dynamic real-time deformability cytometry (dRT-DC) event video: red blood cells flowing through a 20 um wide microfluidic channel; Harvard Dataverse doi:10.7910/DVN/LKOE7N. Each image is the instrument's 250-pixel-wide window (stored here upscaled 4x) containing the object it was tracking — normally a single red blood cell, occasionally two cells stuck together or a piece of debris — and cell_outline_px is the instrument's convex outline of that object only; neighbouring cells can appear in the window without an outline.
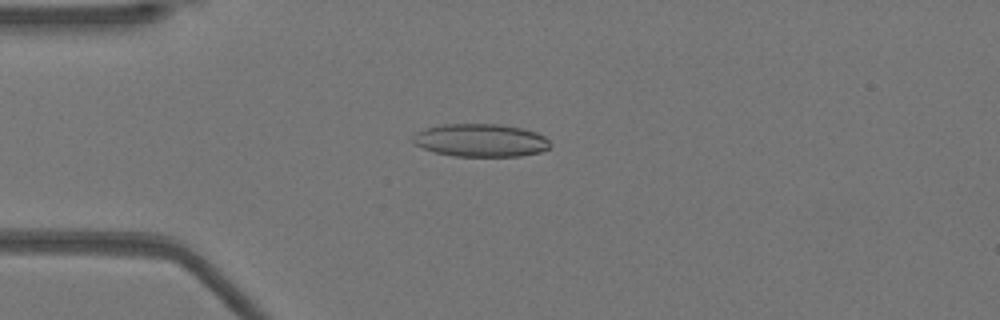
{"species": "Egyptian fruit bat (a non-hibernating species)", "species_latin": "Rousettus aegyptiacus", "temperature_condition": "warm", "stored_images_in_passage": 50, "camera_frame_rate_fps": 3000, "um_per_image_px": 0.085, "animal": {"sex": "female"}, "frame": {"image": 1, "passage_image": 12, "time_ms": 3.667, "image_size_px": [1000, 320], "cell_outline_px": [[552, 144], [548, 148], [540, 152], [520, 156], [456, 156], [436, 152], [424, 148], [416, 144], [412, 140], [412, 136], [416, 132], [424, 128], [440, 124], [500, 124], [520, 128], [536, 132], [544, 136]], "centroid_in_image_um": [40.85, 11.92], "position_along_channel_um": 44.1, "area_um2": 26.3}}
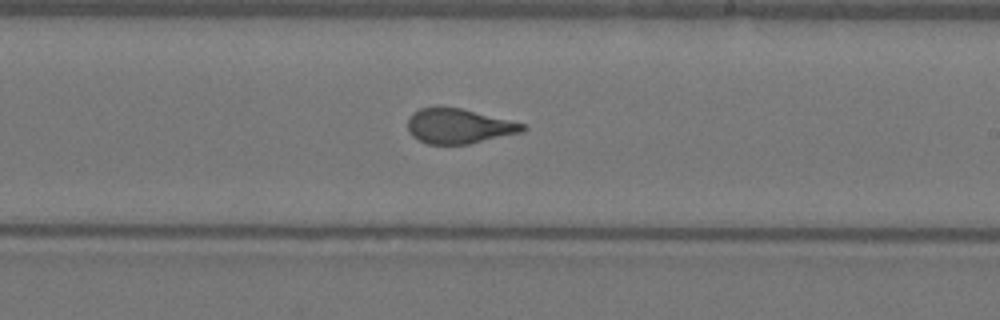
{"frame": {"image": 2, "passage_image": 29, "time_ms": 9.333, "image_size_px": [1000, 320], "cell_outline_px": [[528, 128], [524, 132], [468, 144], [428, 144], [412, 136], [408, 132], [408, 116], [412, 112], [420, 108], [460, 108], [524, 124]], "centroid_in_image_um": [38.99, 10.73], "position_along_channel_um": 250.0, "area_um2": 23.12}}
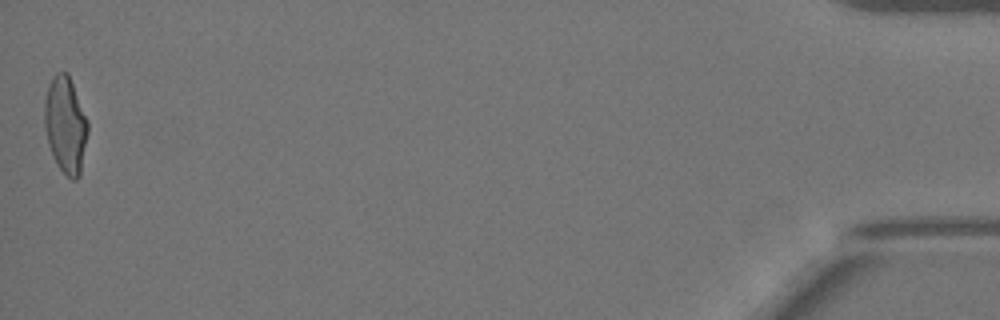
{"frame": {"image": 3, "passage_image": 50, "time_ms": 16.333, "image_size_px": [1000, 320], "cell_outline_px": [[88, 132], [80, 176], [76, 180], [72, 180], [56, 164], [48, 144], [44, 128], [44, 100], [48, 84], [52, 76], [56, 72], [68, 72], [88, 120]], "centroid_in_image_um": [5.56, 10.59], "position_along_channel_um": 429.6, "area_um2": 24.74}, "authors_computed_cell_mechanics": {"area_um2": 24.6228, "velocity_mm_per_s": 3.9562, "shape_relaxation_time_tau1_ms": 5.5163, "shape_relaxation_time_tau2_ms": 0.8607, "deformation_change_tau1": 0.2074, "deformation_change_tau2": 0.085}}